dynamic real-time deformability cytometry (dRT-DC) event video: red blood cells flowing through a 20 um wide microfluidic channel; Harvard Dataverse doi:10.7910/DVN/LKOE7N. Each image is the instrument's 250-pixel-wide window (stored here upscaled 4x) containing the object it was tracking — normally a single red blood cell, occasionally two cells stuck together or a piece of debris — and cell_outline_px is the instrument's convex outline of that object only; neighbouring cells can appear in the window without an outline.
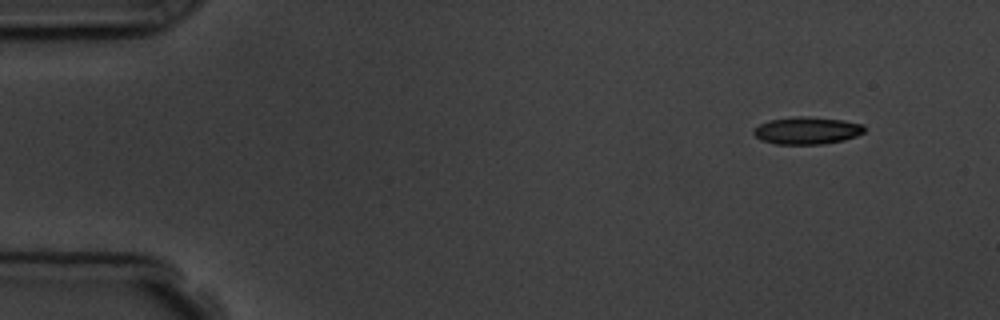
{"species": "common noctule bat (a hibernating species)", "species_latin": "Nyctalus noctula", "temperature_condition": "room temperature", "stored_images_in_passage": 5, "camera_frame_rate_fps": 3000, "um_per_image_px": 0.085, "animal": {"sex": "male", "body_mass_g": 19.5, "forearm_length_mm": 54.6}, "frame": {"image": 1, "passage_image": 1, "time_ms": 0.0, "image_size_px": [1000, 320], "cell_outline_px": [[864, 132], [856, 136], [844, 140], [824, 144], [776, 144], [760, 140], [752, 132], [752, 128], [768, 120], [796, 116], [800, 116], [844, 120], [864, 124]], "centroid_in_image_um": [68.57, 11.1], "position_along_channel_um": 16.4, "area_um2": 17.74}}
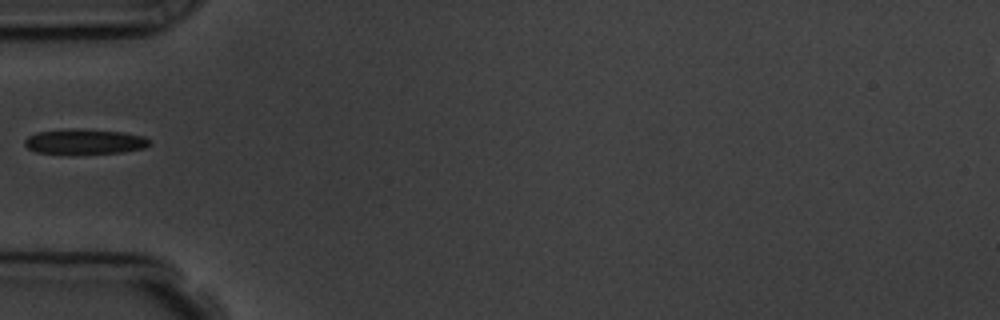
{"frame": {"image": 2, "passage_image": 4, "time_ms": 4.333, "image_size_px": [1000, 320], "cell_outline_px": [[148, 144], [144, 148], [120, 152], [76, 156], [36, 152], [28, 148], [24, 144], [24, 140], [28, 136], [36, 132], [72, 128], [76, 128], [124, 132], [144, 136], [148, 140]], "centroid_in_image_um": [7.13, 12.06], "position_along_channel_um": 77.9, "area_um2": 18.9}}